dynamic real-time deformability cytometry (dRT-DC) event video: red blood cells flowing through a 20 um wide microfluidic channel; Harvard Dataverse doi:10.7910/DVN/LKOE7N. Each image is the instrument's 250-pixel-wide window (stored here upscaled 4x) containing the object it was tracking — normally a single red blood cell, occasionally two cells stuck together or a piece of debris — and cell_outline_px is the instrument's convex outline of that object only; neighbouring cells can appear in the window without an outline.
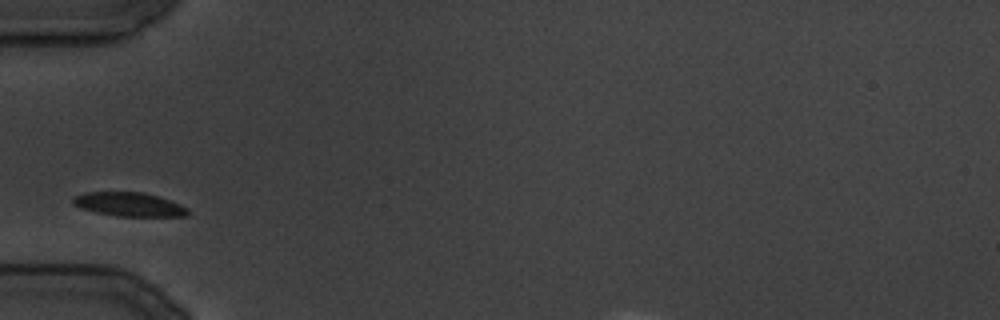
{"species": "common noctule bat (a hibernating species)", "species_latin": "Nyctalus noctula", "temperature_condition": "cold", "stored_images_in_passage": 90, "camera_frame_rate_fps": 3000, "um_per_image_px": 0.085, "animal": {"sex": "male", "body_mass_g": 19.5, "forearm_length_mm": 54.6}, "frame": {"image": 1, "passage_image": 1, "time_ms": 0.0, "image_size_px": [1000, 320], "cell_outline_px": [[188, 216], [120, 216], [96, 212], [80, 208], [72, 204], [72, 196], [84, 192], [144, 192], [180, 204], [188, 208]], "centroid_in_image_um": [10.92, 17.36], "position_along_channel_um": 74.1, "area_um2": 15.95}}
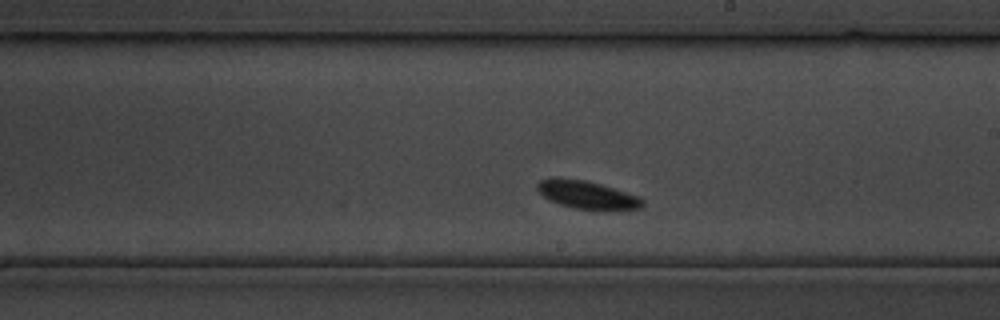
{"frame": {"image": 2, "passage_image": 34, "time_ms": 11.0, "image_size_px": [1000, 320], "cell_outline_px": [[644, 208], [612, 212], [604, 212], [572, 208], [548, 200], [536, 188], [536, 184], [540, 180], [552, 176], [560, 176], [584, 180], [600, 184], [640, 196], [644, 200]], "centroid_in_image_um": [49.95, 16.59], "position_along_channel_um": 239.0, "area_um2": 18.15}}
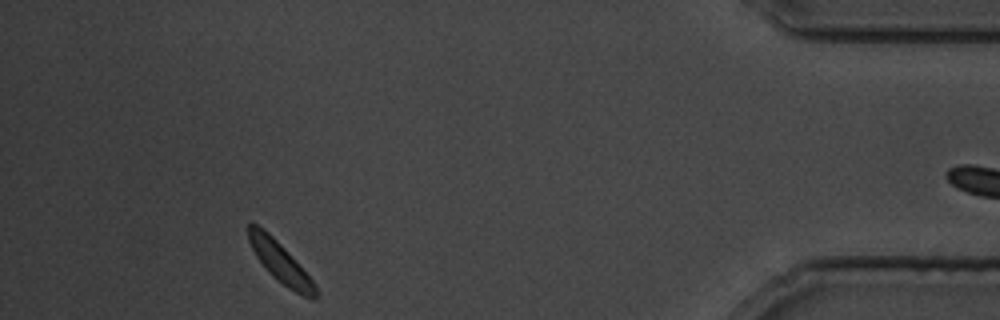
{"frame": {"image": 3, "passage_image": 78, "time_ms": 25.667, "image_size_px": [1000, 320], "cell_outline_px": [[316, 300], [312, 300], [288, 288], [272, 276], [256, 256], [248, 240], [248, 224], [256, 224], [264, 228], [284, 248], [312, 280], [316, 288]], "centroid_in_image_um": [23.8, 22.29], "position_along_channel_um": 411.4, "area_um2": 15.32}}